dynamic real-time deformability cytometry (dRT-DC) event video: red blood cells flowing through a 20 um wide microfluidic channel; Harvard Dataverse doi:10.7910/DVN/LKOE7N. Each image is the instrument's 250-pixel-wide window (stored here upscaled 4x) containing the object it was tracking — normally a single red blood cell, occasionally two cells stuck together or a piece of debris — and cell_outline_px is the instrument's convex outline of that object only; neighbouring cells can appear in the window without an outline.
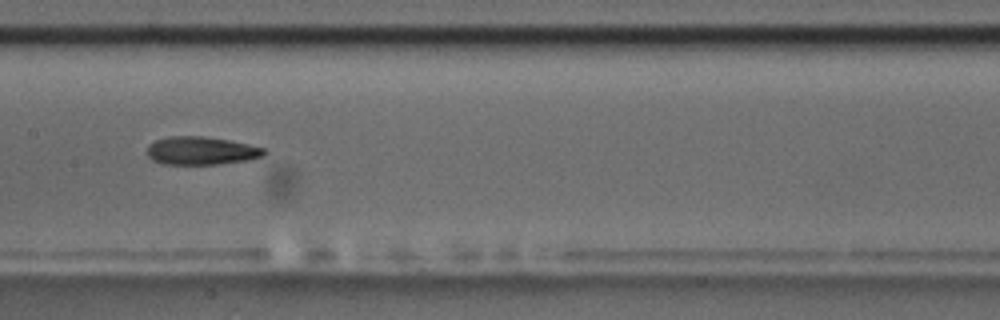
{"species": "common noctule bat (a hibernating species)", "species_latin": "Nyctalus noctula", "temperature_condition": "room temperature", "stored_images_in_passage": 5, "segment_of_instrument_passage": [1, 2], "camera_frame_rate_fps": 3000, "um_per_image_px": 0.085, "animal": {"sex": "male", "body_mass_g": 17.5, "forearm_length_mm": 52.3}, "frame": {"image": 1, "passage_image": 4, "time_ms": 3.667, "image_size_px": [1000, 320], "cell_outline_px": [[268, 152], [264, 156], [248, 160], [216, 164], [160, 164], [152, 160], [148, 156], [148, 144], [156, 140], [168, 136], [200, 136], [228, 140], [248, 144], [264, 148]], "centroid_in_image_um": [17.1, 12.81], "position_along_channel_um": 190.3, "area_um2": 19.19}}